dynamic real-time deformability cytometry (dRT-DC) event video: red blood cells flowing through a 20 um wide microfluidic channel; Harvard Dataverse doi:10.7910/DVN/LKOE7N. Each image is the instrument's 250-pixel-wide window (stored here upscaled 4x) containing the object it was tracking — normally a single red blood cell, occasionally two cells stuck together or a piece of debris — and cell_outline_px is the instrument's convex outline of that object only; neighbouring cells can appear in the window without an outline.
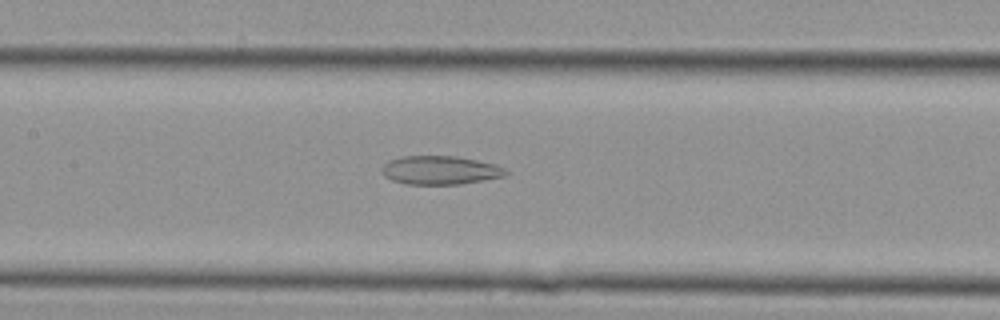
{"species": "Egyptian fruit bat (a non-hibernating species)", "species_latin": "Rousettus aegyptiacus", "temperature_condition": "cold", "stored_images_in_passage": 24, "camera_frame_rate_fps": 3000, "um_per_image_px": 0.085, "animal": {"sex": "female"}, "frame": {"image": 1, "passage_image": 8, "time_ms": 2.333, "image_size_px": [1000, 320], "cell_outline_px": [[508, 172], [504, 176], [460, 184], [404, 184], [392, 180], [384, 176], [380, 172], [380, 168], [388, 160], [404, 156], [456, 156], [496, 164], [504, 168]], "centroid_in_image_um": [37.36, 14.46], "position_along_channel_um": 170.0, "area_um2": 20.69}}
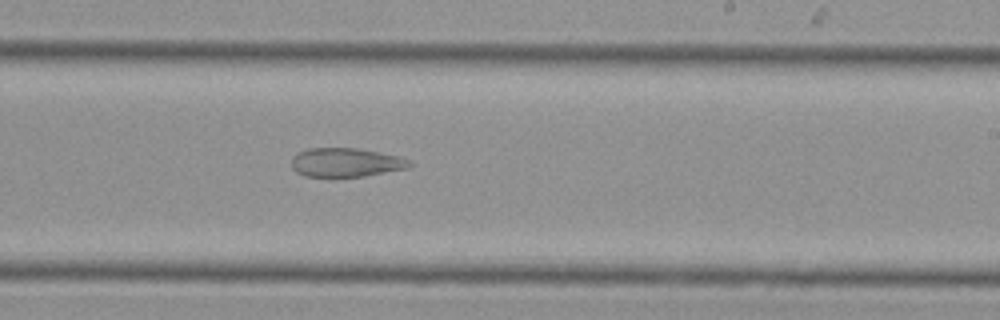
{"frame": {"image": 2, "passage_image": 12, "time_ms": 3.667, "image_size_px": [1000, 320], "cell_outline_px": [[412, 168], [364, 176], [304, 176], [296, 172], [292, 168], [292, 156], [308, 148], [356, 148], [396, 156], [412, 160]], "centroid_in_image_um": [29.42, 13.81], "position_along_channel_um": 259.6, "area_um2": 19.83}}
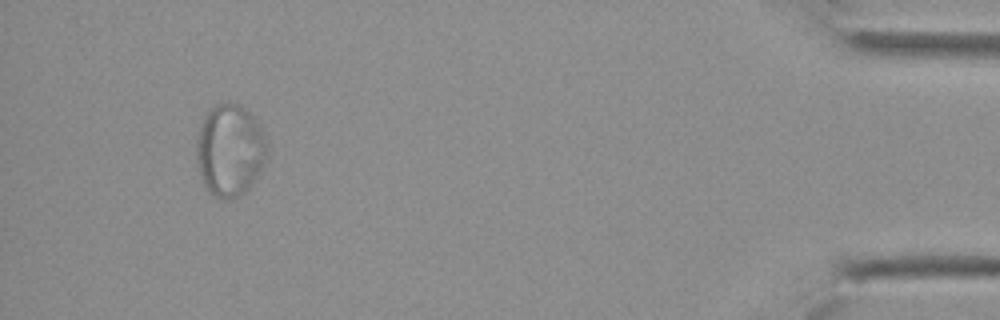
{"frame": {"image": 3, "passage_image": 22, "time_ms": 7.0, "image_size_px": [1000, 320], "cell_outline_px": [[264, 160], [252, 184], [240, 196], [232, 200], [224, 200], [208, 192], [200, 176], [196, 160], [196, 140], [200, 124], [208, 112], [216, 104], [236, 104], [244, 108], [260, 124], [264, 136]], "centroid_in_image_um": [19.48, 12.81], "position_along_channel_um": 415.7, "area_um2": 37.34}}